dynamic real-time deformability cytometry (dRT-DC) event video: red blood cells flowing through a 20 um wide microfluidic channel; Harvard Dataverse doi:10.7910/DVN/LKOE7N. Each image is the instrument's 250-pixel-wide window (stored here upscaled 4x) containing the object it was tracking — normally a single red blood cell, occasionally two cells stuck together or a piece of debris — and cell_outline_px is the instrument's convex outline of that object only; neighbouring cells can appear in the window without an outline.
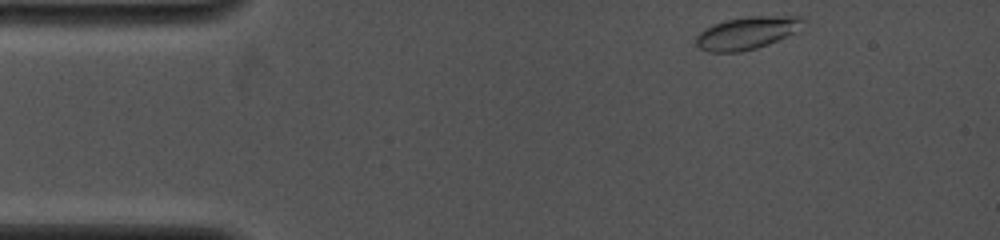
{"species": "common noctule bat (a hibernating species)", "species_latin": "Nyctalus noctula", "temperature_condition": "cold", "stored_images_in_passage": 8, "camera_frame_rate_fps": 4000, "um_per_image_px": 0.085, "animal": {"sex": "female", "body_mass_g": 19.0, "forearm_length_mm": 53.3}, "frame": {"image": 1, "passage_image": 1, "time_ms": 0.0, "image_size_px": [1000, 240], "cell_outline_px": [[808, 24], [800, 32], [768, 44], [756, 48], [740, 52], [708, 52], [700, 48], [696, 44], [696, 36], [704, 28], [712, 24], [728, 20], [748, 16], [800, 16]], "centroid_in_image_um": [63.58, 2.79], "position_along_channel_um": 21.4, "area_um2": 20.75}}
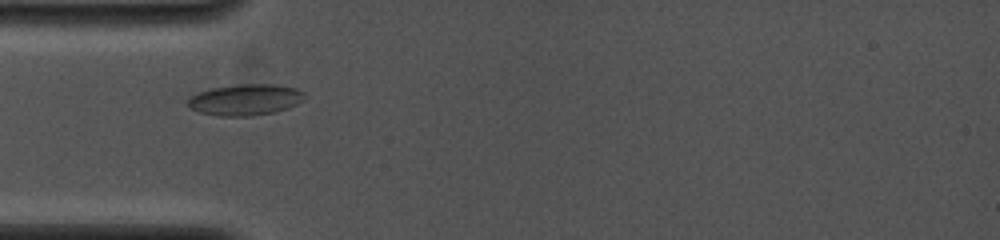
{"frame": {"image": 2, "passage_image": 5, "time_ms": 2.75, "image_size_px": [1000, 240], "cell_outline_px": [[304, 100], [288, 108], [276, 112], [248, 116], [220, 116], [200, 112], [192, 108], [188, 104], [188, 100], [192, 96], [200, 92], [212, 88], [240, 84], [272, 84], [296, 88], [304, 92]], "centroid_in_image_um": [20.9, 8.48], "position_along_channel_um": 64.1, "area_um2": 20.98}}
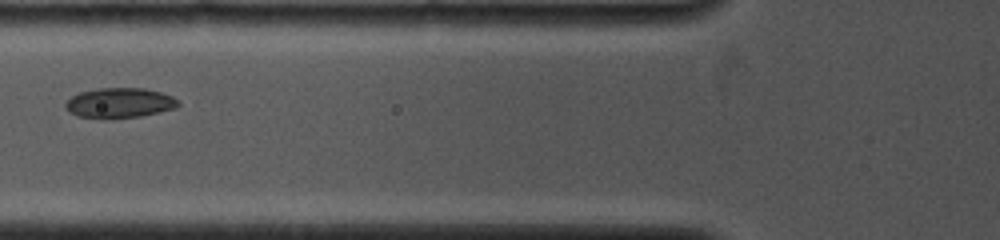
{"frame": {"image": 3, "passage_image": 7, "time_ms": 4.0, "image_size_px": [1000, 240], "cell_outline_px": [[180, 104], [176, 108], [140, 116], [104, 120], [76, 116], [68, 112], [64, 108], [64, 104], [72, 96], [80, 92], [96, 88], [144, 88], [160, 92], [172, 96]], "centroid_in_image_um": [10.1, 8.77], "position_along_channel_um": 115.7, "area_um2": 20.06}}